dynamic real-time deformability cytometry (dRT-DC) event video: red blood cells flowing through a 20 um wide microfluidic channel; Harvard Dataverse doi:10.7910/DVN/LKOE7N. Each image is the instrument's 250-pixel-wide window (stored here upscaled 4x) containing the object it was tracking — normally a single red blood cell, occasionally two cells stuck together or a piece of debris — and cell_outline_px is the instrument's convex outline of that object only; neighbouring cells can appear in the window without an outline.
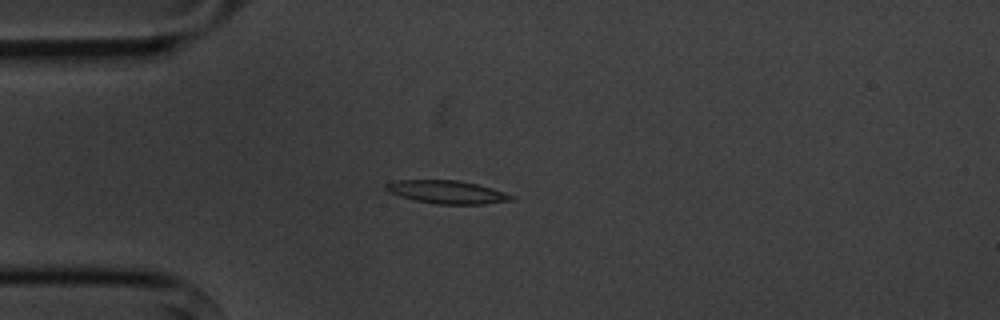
{"species": "common noctule bat (a hibernating species)", "species_latin": "Nyctalus noctula", "temperature_condition": "cold", "stored_images_in_passage": 1, "camera_frame_rate_fps": 3000, "um_per_image_px": 0.085, "animal": {"sex": "male", "body_mass_g": 20.1, "forearm_length_mm": 53.5}, "frame": {"image": 1, "passage_image": 1, "time_ms": 0.0, "image_size_px": [1000, 320], "cell_outline_px": [[516, 200], [484, 204], [440, 204], [416, 200], [400, 196], [388, 192], [384, 188], [384, 184], [396, 180], [456, 180], [476, 184], [492, 188], [516, 196]], "centroid_in_image_um": [38.02, 16.32], "position_along_channel_um": 47.0, "area_um2": 16.88}}